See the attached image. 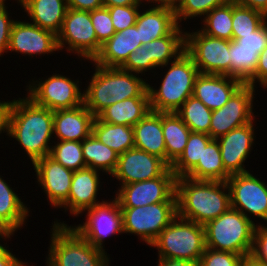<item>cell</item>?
I'll use <instances>...</instances> for the list:
<instances>
[{"label":"cell","mask_w":267,"mask_h":266,"mask_svg":"<svg viewBox=\"0 0 267 266\" xmlns=\"http://www.w3.org/2000/svg\"><path fill=\"white\" fill-rule=\"evenodd\" d=\"M19 99L9 103L6 132L20 142L34 164L50 154L53 111L35 104L29 97Z\"/></svg>","instance_id":"6da1fadb"},{"label":"cell","mask_w":267,"mask_h":266,"mask_svg":"<svg viewBox=\"0 0 267 266\" xmlns=\"http://www.w3.org/2000/svg\"><path fill=\"white\" fill-rule=\"evenodd\" d=\"M225 189H228V194L224 192ZM176 199L177 216L203 226L231 207L226 181H198L185 176L178 177Z\"/></svg>","instance_id":"7a4b0ae2"},{"label":"cell","mask_w":267,"mask_h":266,"mask_svg":"<svg viewBox=\"0 0 267 266\" xmlns=\"http://www.w3.org/2000/svg\"><path fill=\"white\" fill-rule=\"evenodd\" d=\"M83 104L96 117L106 107L132 97H150L148 83L119 67L96 65Z\"/></svg>","instance_id":"3957f363"},{"label":"cell","mask_w":267,"mask_h":266,"mask_svg":"<svg viewBox=\"0 0 267 266\" xmlns=\"http://www.w3.org/2000/svg\"><path fill=\"white\" fill-rule=\"evenodd\" d=\"M174 59L160 88L155 90L148 85L151 111L176 112L193 94L194 82L199 74L198 68L186 51Z\"/></svg>","instance_id":"277c9868"},{"label":"cell","mask_w":267,"mask_h":266,"mask_svg":"<svg viewBox=\"0 0 267 266\" xmlns=\"http://www.w3.org/2000/svg\"><path fill=\"white\" fill-rule=\"evenodd\" d=\"M255 228L254 221L230 207L204 225L206 247L243 256L250 255Z\"/></svg>","instance_id":"5b68a950"},{"label":"cell","mask_w":267,"mask_h":266,"mask_svg":"<svg viewBox=\"0 0 267 266\" xmlns=\"http://www.w3.org/2000/svg\"><path fill=\"white\" fill-rule=\"evenodd\" d=\"M48 266H109L104 250L95 248L74 228L54 223Z\"/></svg>","instance_id":"8992f818"},{"label":"cell","mask_w":267,"mask_h":266,"mask_svg":"<svg viewBox=\"0 0 267 266\" xmlns=\"http://www.w3.org/2000/svg\"><path fill=\"white\" fill-rule=\"evenodd\" d=\"M177 216L165 227L150 246L159 251V258L190 260L199 263L206 249L204 226Z\"/></svg>","instance_id":"52a82bcc"},{"label":"cell","mask_w":267,"mask_h":266,"mask_svg":"<svg viewBox=\"0 0 267 266\" xmlns=\"http://www.w3.org/2000/svg\"><path fill=\"white\" fill-rule=\"evenodd\" d=\"M124 233H134L151 245L177 217V202H159L142 207L121 208Z\"/></svg>","instance_id":"ba28073f"},{"label":"cell","mask_w":267,"mask_h":266,"mask_svg":"<svg viewBox=\"0 0 267 266\" xmlns=\"http://www.w3.org/2000/svg\"><path fill=\"white\" fill-rule=\"evenodd\" d=\"M185 51L199 73L230 76L229 41L198 32L185 33Z\"/></svg>","instance_id":"9c48e42d"},{"label":"cell","mask_w":267,"mask_h":266,"mask_svg":"<svg viewBox=\"0 0 267 266\" xmlns=\"http://www.w3.org/2000/svg\"><path fill=\"white\" fill-rule=\"evenodd\" d=\"M68 43V51H75L81 57L93 60L101 49L92 25L90 11L68 8L62 23L61 30L57 34L58 49Z\"/></svg>","instance_id":"30bf717a"},{"label":"cell","mask_w":267,"mask_h":266,"mask_svg":"<svg viewBox=\"0 0 267 266\" xmlns=\"http://www.w3.org/2000/svg\"><path fill=\"white\" fill-rule=\"evenodd\" d=\"M177 177L169 168L162 176L122 185L115 197L121 208L142 207L159 202H177Z\"/></svg>","instance_id":"8fae6325"},{"label":"cell","mask_w":267,"mask_h":266,"mask_svg":"<svg viewBox=\"0 0 267 266\" xmlns=\"http://www.w3.org/2000/svg\"><path fill=\"white\" fill-rule=\"evenodd\" d=\"M254 87L243 84L221 108L212 111L209 135L212 139L253 122Z\"/></svg>","instance_id":"7c38bea8"},{"label":"cell","mask_w":267,"mask_h":266,"mask_svg":"<svg viewBox=\"0 0 267 266\" xmlns=\"http://www.w3.org/2000/svg\"><path fill=\"white\" fill-rule=\"evenodd\" d=\"M231 208L254 214L267 221V186L249 172L231 175L226 181Z\"/></svg>","instance_id":"4fadbf2b"},{"label":"cell","mask_w":267,"mask_h":266,"mask_svg":"<svg viewBox=\"0 0 267 266\" xmlns=\"http://www.w3.org/2000/svg\"><path fill=\"white\" fill-rule=\"evenodd\" d=\"M37 86L29 85L28 97L49 110L72 109L83 104V94L77 83L67 77L55 74Z\"/></svg>","instance_id":"5bb4252c"},{"label":"cell","mask_w":267,"mask_h":266,"mask_svg":"<svg viewBox=\"0 0 267 266\" xmlns=\"http://www.w3.org/2000/svg\"><path fill=\"white\" fill-rule=\"evenodd\" d=\"M87 221L74 229L95 248L103 250V238L123 232L122 213L118 200L106 201L86 209Z\"/></svg>","instance_id":"9a60e30c"},{"label":"cell","mask_w":267,"mask_h":266,"mask_svg":"<svg viewBox=\"0 0 267 266\" xmlns=\"http://www.w3.org/2000/svg\"><path fill=\"white\" fill-rule=\"evenodd\" d=\"M169 168L163 159L133 148L119 155L112 176L126 185L162 176Z\"/></svg>","instance_id":"2e32d148"},{"label":"cell","mask_w":267,"mask_h":266,"mask_svg":"<svg viewBox=\"0 0 267 266\" xmlns=\"http://www.w3.org/2000/svg\"><path fill=\"white\" fill-rule=\"evenodd\" d=\"M8 50L28 55L57 51V35L33 23L14 21Z\"/></svg>","instance_id":"e0dca14e"},{"label":"cell","mask_w":267,"mask_h":266,"mask_svg":"<svg viewBox=\"0 0 267 266\" xmlns=\"http://www.w3.org/2000/svg\"><path fill=\"white\" fill-rule=\"evenodd\" d=\"M38 182L54 207L61 206L69 196L74 171L65 168L49 155L34 164Z\"/></svg>","instance_id":"ac0fdd59"},{"label":"cell","mask_w":267,"mask_h":266,"mask_svg":"<svg viewBox=\"0 0 267 266\" xmlns=\"http://www.w3.org/2000/svg\"><path fill=\"white\" fill-rule=\"evenodd\" d=\"M253 131L254 127L250 122L216 139L219 140L222 163L230 175L248 172L242 163L245 162L253 145Z\"/></svg>","instance_id":"d6986e66"},{"label":"cell","mask_w":267,"mask_h":266,"mask_svg":"<svg viewBox=\"0 0 267 266\" xmlns=\"http://www.w3.org/2000/svg\"><path fill=\"white\" fill-rule=\"evenodd\" d=\"M243 84L241 80L231 76L199 73L192 96L213 111L223 107Z\"/></svg>","instance_id":"ffe728a7"},{"label":"cell","mask_w":267,"mask_h":266,"mask_svg":"<svg viewBox=\"0 0 267 266\" xmlns=\"http://www.w3.org/2000/svg\"><path fill=\"white\" fill-rule=\"evenodd\" d=\"M95 116L84 104L53 111V132L60 141H83L92 134Z\"/></svg>","instance_id":"44dd1931"},{"label":"cell","mask_w":267,"mask_h":266,"mask_svg":"<svg viewBox=\"0 0 267 266\" xmlns=\"http://www.w3.org/2000/svg\"><path fill=\"white\" fill-rule=\"evenodd\" d=\"M98 170L86 167L74 171L70 186L68 199L60 206L70 209V213L78 215L86 209L92 208L94 205L100 204L96 202L99 174Z\"/></svg>","instance_id":"7402d4cb"},{"label":"cell","mask_w":267,"mask_h":266,"mask_svg":"<svg viewBox=\"0 0 267 266\" xmlns=\"http://www.w3.org/2000/svg\"><path fill=\"white\" fill-rule=\"evenodd\" d=\"M141 45L139 29L133 25L116 32L101 46L99 53L92 61L98 66L120 67L128 55L135 52Z\"/></svg>","instance_id":"603a6c76"},{"label":"cell","mask_w":267,"mask_h":266,"mask_svg":"<svg viewBox=\"0 0 267 266\" xmlns=\"http://www.w3.org/2000/svg\"><path fill=\"white\" fill-rule=\"evenodd\" d=\"M134 148L146 151L166 162V145L162 131V113L150 111L133 126Z\"/></svg>","instance_id":"cb8c5ba5"},{"label":"cell","mask_w":267,"mask_h":266,"mask_svg":"<svg viewBox=\"0 0 267 266\" xmlns=\"http://www.w3.org/2000/svg\"><path fill=\"white\" fill-rule=\"evenodd\" d=\"M178 24L173 9L156 6L142 14L138 13L135 25L139 29L140 41L144 45L169 35Z\"/></svg>","instance_id":"d4e9b609"},{"label":"cell","mask_w":267,"mask_h":266,"mask_svg":"<svg viewBox=\"0 0 267 266\" xmlns=\"http://www.w3.org/2000/svg\"><path fill=\"white\" fill-rule=\"evenodd\" d=\"M65 1V2H64ZM67 0H19L33 20V24L42 29L59 33L68 6Z\"/></svg>","instance_id":"484cf974"},{"label":"cell","mask_w":267,"mask_h":266,"mask_svg":"<svg viewBox=\"0 0 267 266\" xmlns=\"http://www.w3.org/2000/svg\"><path fill=\"white\" fill-rule=\"evenodd\" d=\"M150 111V97H132L106 107L96 117L109 124L133 127Z\"/></svg>","instance_id":"4316f807"},{"label":"cell","mask_w":267,"mask_h":266,"mask_svg":"<svg viewBox=\"0 0 267 266\" xmlns=\"http://www.w3.org/2000/svg\"><path fill=\"white\" fill-rule=\"evenodd\" d=\"M231 175L222 163L218 140L212 139L203 149L198 163L185 177L198 181H227Z\"/></svg>","instance_id":"83f0119b"},{"label":"cell","mask_w":267,"mask_h":266,"mask_svg":"<svg viewBox=\"0 0 267 266\" xmlns=\"http://www.w3.org/2000/svg\"><path fill=\"white\" fill-rule=\"evenodd\" d=\"M162 131L166 145V163L171 166L183 153L190 128L176 112L162 113Z\"/></svg>","instance_id":"f1b7e54d"},{"label":"cell","mask_w":267,"mask_h":266,"mask_svg":"<svg viewBox=\"0 0 267 266\" xmlns=\"http://www.w3.org/2000/svg\"><path fill=\"white\" fill-rule=\"evenodd\" d=\"M178 25L169 35L144 44L146 62L156 67L168 65L169 59L177 58L185 51V34ZM176 55V56H175Z\"/></svg>","instance_id":"f546056e"},{"label":"cell","mask_w":267,"mask_h":266,"mask_svg":"<svg viewBox=\"0 0 267 266\" xmlns=\"http://www.w3.org/2000/svg\"><path fill=\"white\" fill-rule=\"evenodd\" d=\"M28 212L18 195L0 177V225L12 235L22 226Z\"/></svg>","instance_id":"4dcf8cb0"},{"label":"cell","mask_w":267,"mask_h":266,"mask_svg":"<svg viewBox=\"0 0 267 266\" xmlns=\"http://www.w3.org/2000/svg\"><path fill=\"white\" fill-rule=\"evenodd\" d=\"M92 134L119 155L134 148L132 126L109 124L95 117Z\"/></svg>","instance_id":"1f68e13d"},{"label":"cell","mask_w":267,"mask_h":266,"mask_svg":"<svg viewBox=\"0 0 267 266\" xmlns=\"http://www.w3.org/2000/svg\"><path fill=\"white\" fill-rule=\"evenodd\" d=\"M82 152L87 167L95 170L114 172L119 154L100 142L93 134L82 141Z\"/></svg>","instance_id":"d6a6232c"},{"label":"cell","mask_w":267,"mask_h":266,"mask_svg":"<svg viewBox=\"0 0 267 266\" xmlns=\"http://www.w3.org/2000/svg\"><path fill=\"white\" fill-rule=\"evenodd\" d=\"M230 76L244 84L255 74L260 49L240 47L236 40L229 41Z\"/></svg>","instance_id":"836d02e7"},{"label":"cell","mask_w":267,"mask_h":266,"mask_svg":"<svg viewBox=\"0 0 267 266\" xmlns=\"http://www.w3.org/2000/svg\"><path fill=\"white\" fill-rule=\"evenodd\" d=\"M212 140L206 133L191 132L180 157L170 166L175 176H185L202 157L203 149Z\"/></svg>","instance_id":"e575fe53"},{"label":"cell","mask_w":267,"mask_h":266,"mask_svg":"<svg viewBox=\"0 0 267 266\" xmlns=\"http://www.w3.org/2000/svg\"><path fill=\"white\" fill-rule=\"evenodd\" d=\"M176 114L190 128L191 132L206 133L209 135L212 110L207 108L200 100L189 97Z\"/></svg>","instance_id":"d590c367"},{"label":"cell","mask_w":267,"mask_h":266,"mask_svg":"<svg viewBox=\"0 0 267 266\" xmlns=\"http://www.w3.org/2000/svg\"><path fill=\"white\" fill-rule=\"evenodd\" d=\"M204 28L201 30L204 34L212 37L232 40V0L224 5L215 7L206 14L204 19Z\"/></svg>","instance_id":"8d00e7d4"},{"label":"cell","mask_w":267,"mask_h":266,"mask_svg":"<svg viewBox=\"0 0 267 266\" xmlns=\"http://www.w3.org/2000/svg\"><path fill=\"white\" fill-rule=\"evenodd\" d=\"M266 19L267 16L262 12L239 5L232 0V40L255 32L267 21Z\"/></svg>","instance_id":"74e56055"},{"label":"cell","mask_w":267,"mask_h":266,"mask_svg":"<svg viewBox=\"0 0 267 266\" xmlns=\"http://www.w3.org/2000/svg\"><path fill=\"white\" fill-rule=\"evenodd\" d=\"M49 156L72 171L86 168L81 141H60L51 146Z\"/></svg>","instance_id":"f35d334b"},{"label":"cell","mask_w":267,"mask_h":266,"mask_svg":"<svg viewBox=\"0 0 267 266\" xmlns=\"http://www.w3.org/2000/svg\"><path fill=\"white\" fill-rule=\"evenodd\" d=\"M229 0H184L175 11L177 22L188 17L206 15L215 7L224 5ZM184 17V18H183Z\"/></svg>","instance_id":"ab89813d"},{"label":"cell","mask_w":267,"mask_h":266,"mask_svg":"<svg viewBox=\"0 0 267 266\" xmlns=\"http://www.w3.org/2000/svg\"><path fill=\"white\" fill-rule=\"evenodd\" d=\"M90 17L97 36V41L103 45L116 33L109 10L107 7L102 6L90 11Z\"/></svg>","instance_id":"60d3db41"},{"label":"cell","mask_w":267,"mask_h":266,"mask_svg":"<svg viewBox=\"0 0 267 266\" xmlns=\"http://www.w3.org/2000/svg\"><path fill=\"white\" fill-rule=\"evenodd\" d=\"M140 5L107 7L116 32L136 24Z\"/></svg>","instance_id":"b9f144b4"},{"label":"cell","mask_w":267,"mask_h":266,"mask_svg":"<svg viewBox=\"0 0 267 266\" xmlns=\"http://www.w3.org/2000/svg\"><path fill=\"white\" fill-rule=\"evenodd\" d=\"M243 257V255L216 251L206 247L198 266H240Z\"/></svg>","instance_id":"7bdbcfd3"},{"label":"cell","mask_w":267,"mask_h":266,"mask_svg":"<svg viewBox=\"0 0 267 266\" xmlns=\"http://www.w3.org/2000/svg\"><path fill=\"white\" fill-rule=\"evenodd\" d=\"M155 67L152 62H146L145 48L141 45L135 52L128 55L126 61L119 68L128 72H134V74H139Z\"/></svg>","instance_id":"ee69618b"},{"label":"cell","mask_w":267,"mask_h":266,"mask_svg":"<svg viewBox=\"0 0 267 266\" xmlns=\"http://www.w3.org/2000/svg\"><path fill=\"white\" fill-rule=\"evenodd\" d=\"M240 47L248 49H260V53L267 46V21L255 32L247 35H241L236 40Z\"/></svg>","instance_id":"f6af8a7d"},{"label":"cell","mask_w":267,"mask_h":266,"mask_svg":"<svg viewBox=\"0 0 267 266\" xmlns=\"http://www.w3.org/2000/svg\"><path fill=\"white\" fill-rule=\"evenodd\" d=\"M251 255L260 261H267V227L256 226Z\"/></svg>","instance_id":"bcb514c9"},{"label":"cell","mask_w":267,"mask_h":266,"mask_svg":"<svg viewBox=\"0 0 267 266\" xmlns=\"http://www.w3.org/2000/svg\"><path fill=\"white\" fill-rule=\"evenodd\" d=\"M13 23L14 20L8 18L6 7H0V56L2 52L8 50Z\"/></svg>","instance_id":"7dc6e473"},{"label":"cell","mask_w":267,"mask_h":266,"mask_svg":"<svg viewBox=\"0 0 267 266\" xmlns=\"http://www.w3.org/2000/svg\"><path fill=\"white\" fill-rule=\"evenodd\" d=\"M256 79L267 88V46L259 54L255 74L245 84L255 87Z\"/></svg>","instance_id":"c3c4849f"},{"label":"cell","mask_w":267,"mask_h":266,"mask_svg":"<svg viewBox=\"0 0 267 266\" xmlns=\"http://www.w3.org/2000/svg\"><path fill=\"white\" fill-rule=\"evenodd\" d=\"M68 8L92 11L103 6L102 0H67Z\"/></svg>","instance_id":"681fc988"},{"label":"cell","mask_w":267,"mask_h":266,"mask_svg":"<svg viewBox=\"0 0 267 266\" xmlns=\"http://www.w3.org/2000/svg\"><path fill=\"white\" fill-rule=\"evenodd\" d=\"M0 266H26L0 244Z\"/></svg>","instance_id":"f907efd6"},{"label":"cell","mask_w":267,"mask_h":266,"mask_svg":"<svg viewBox=\"0 0 267 266\" xmlns=\"http://www.w3.org/2000/svg\"><path fill=\"white\" fill-rule=\"evenodd\" d=\"M244 7L258 10L267 16V0H234Z\"/></svg>","instance_id":"816d5d0a"},{"label":"cell","mask_w":267,"mask_h":266,"mask_svg":"<svg viewBox=\"0 0 267 266\" xmlns=\"http://www.w3.org/2000/svg\"><path fill=\"white\" fill-rule=\"evenodd\" d=\"M158 266H198L197 262L190 260H181V259H158Z\"/></svg>","instance_id":"f5cc1de1"},{"label":"cell","mask_w":267,"mask_h":266,"mask_svg":"<svg viewBox=\"0 0 267 266\" xmlns=\"http://www.w3.org/2000/svg\"><path fill=\"white\" fill-rule=\"evenodd\" d=\"M102 3L104 7L131 6L140 5L141 0H102Z\"/></svg>","instance_id":"db71d44e"},{"label":"cell","mask_w":267,"mask_h":266,"mask_svg":"<svg viewBox=\"0 0 267 266\" xmlns=\"http://www.w3.org/2000/svg\"><path fill=\"white\" fill-rule=\"evenodd\" d=\"M10 102H0V133L7 129V113Z\"/></svg>","instance_id":"11a10c76"},{"label":"cell","mask_w":267,"mask_h":266,"mask_svg":"<svg viewBox=\"0 0 267 266\" xmlns=\"http://www.w3.org/2000/svg\"><path fill=\"white\" fill-rule=\"evenodd\" d=\"M149 1H151V0H148V2ZM153 1L158 2V4L160 3V5L157 4L156 6L170 8V9H173L174 11H176L177 8L180 7V5L183 3L184 0H152L151 2H153Z\"/></svg>","instance_id":"9f6ffc18"},{"label":"cell","mask_w":267,"mask_h":266,"mask_svg":"<svg viewBox=\"0 0 267 266\" xmlns=\"http://www.w3.org/2000/svg\"><path fill=\"white\" fill-rule=\"evenodd\" d=\"M240 266H267V264L265 261H260L250 254L242 258Z\"/></svg>","instance_id":"6f0895ef"},{"label":"cell","mask_w":267,"mask_h":266,"mask_svg":"<svg viewBox=\"0 0 267 266\" xmlns=\"http://www.w3.org/2000/svg\"><path fill=\"white\" fill-rule=\"evenodd\" d=\"M3 236L9 238L10 234L0 225V237L3 238Z\"/></svg>","instance_id":"680465c9"},{"label":"cell","mask_w":267,"mask_h":266,"mask_svg":"<svg viewBox=\"0 0 267 266\" xmlns=\"http://www.w3.org/2000/svg\"><path fill=\"white\" fill-rule=\"evenodd\" d=\"M4 2H5V0H0V7H4L5 6Z\"/></svg>","instance_id":"91938a15"}]
</instances>
